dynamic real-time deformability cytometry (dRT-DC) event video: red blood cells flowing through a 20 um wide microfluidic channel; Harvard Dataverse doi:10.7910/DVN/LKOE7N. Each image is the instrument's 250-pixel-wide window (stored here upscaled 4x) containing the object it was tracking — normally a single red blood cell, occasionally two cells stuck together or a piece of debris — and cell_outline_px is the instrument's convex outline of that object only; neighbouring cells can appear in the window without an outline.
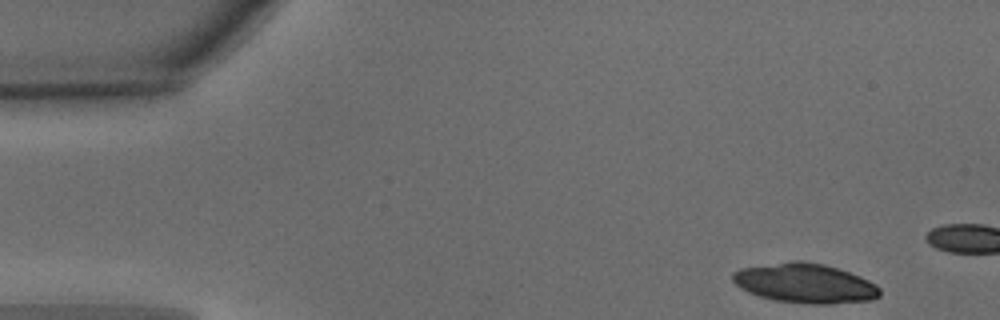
{"species": "common noctule bat (a hibernating species)", "species_latin": "Nyctalus noctula", "temperature_condition": "warm", "stored_images_in_passage": 11, "camera_frame_rate_fps": 3000, "um_per_image_px": 0.085, "animal": {"sex": "male", "body_mass_g": 15.6}, "frame": {"image": 1, "passage_image": 1, "time_ms": 0.0, "image_size_px": [1000, 320], "cell_outline_px": [[880, 296], [872, 300], [832, 304], [812, 304], [776, 300], [760, 296], [748, 292], [740, 288], [732, 280], [732, 272], [740, 268], [792, 260], [804, 260], [824, 264], [860, 276], [876, 284], [880, 288]], "centroid_in_image_um": [68.43, 24.07], "position_along_channel_um": 16.6, "area_um2": 34.04}}